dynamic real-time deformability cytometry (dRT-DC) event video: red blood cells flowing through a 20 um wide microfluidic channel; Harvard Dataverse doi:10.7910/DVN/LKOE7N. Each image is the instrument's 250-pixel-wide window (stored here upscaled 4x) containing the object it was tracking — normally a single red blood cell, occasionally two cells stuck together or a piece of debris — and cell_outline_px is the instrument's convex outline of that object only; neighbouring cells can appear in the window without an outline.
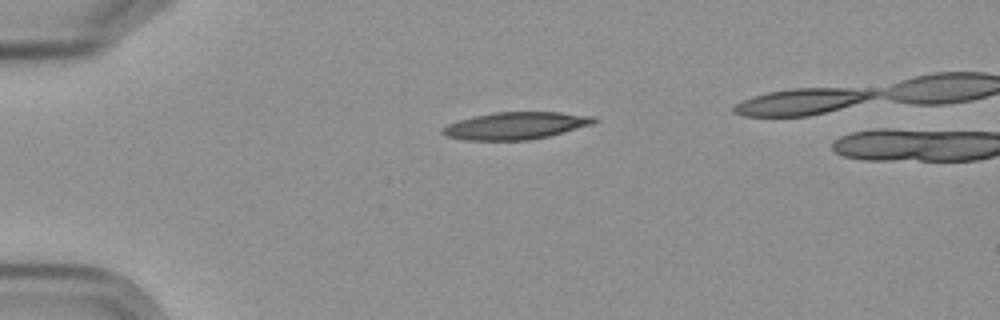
{"species": "Egyptian fruit bat (a non-hibernating species)", "species_latin": "Rousettus aegyptiacus", "temperature_condition": "cold", "stored_images_in_passage": 2, "camera_frame_rate_fps": 3000, "um_per_image_px": 0.085, "frame": {"image": 1, "passage_image": 1, "time_ms": 0.0, "image_size_px": [1000, 320], "cell_outline_px": [[600, 120], [592, 124], [564, 132], [548, 136], [528, 140], [464, 140], [444, 136], [440, 132], [440, 128], [448, 124], [472, 116], [492, 112], [560, 112], [592, 116]], "centroid_in_image_um": [43.79, 10.68], "position_along_channel_um": 41.2, "area_um2": 24.16}}